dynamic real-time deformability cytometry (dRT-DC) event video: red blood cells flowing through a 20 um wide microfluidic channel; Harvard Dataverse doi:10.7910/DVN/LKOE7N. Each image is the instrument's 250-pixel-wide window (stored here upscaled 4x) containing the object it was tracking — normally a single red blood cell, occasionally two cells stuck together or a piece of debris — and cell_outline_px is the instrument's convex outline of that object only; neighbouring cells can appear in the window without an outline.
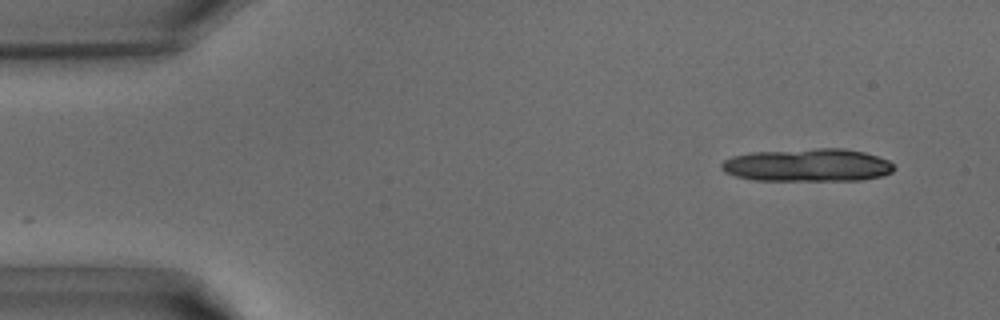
{"species": "common noctule bat (a hibernating species)", "species_latin": "Nyctalus noctula", "temperature_condition": "warm", "stored_images_in_passage": 7, "camera_frame_rate_fps": 3000, "um_per_image_px": 0.085, "animal": {"sex": "male", "body_mass_g": 15.6}, "frame": {"image": 1, "passage_image": 1, "time_ms": 0.0, "image_size_px": [1000, 320], "cell_outline_px": [[896, 168], [892, 172], [880, 176], [860, 180], [752, 180], [736, 176], [724, 172], [720, 168], [720, 164], [724, 160], [732, 156], [752, 152], [816, 148], [844, 148], [864, 152], [888, 160]], "centroid_in_image_um": [68.63, 14.03], "position_along_channel_um": 16.4, "area_um2": 33.18}}